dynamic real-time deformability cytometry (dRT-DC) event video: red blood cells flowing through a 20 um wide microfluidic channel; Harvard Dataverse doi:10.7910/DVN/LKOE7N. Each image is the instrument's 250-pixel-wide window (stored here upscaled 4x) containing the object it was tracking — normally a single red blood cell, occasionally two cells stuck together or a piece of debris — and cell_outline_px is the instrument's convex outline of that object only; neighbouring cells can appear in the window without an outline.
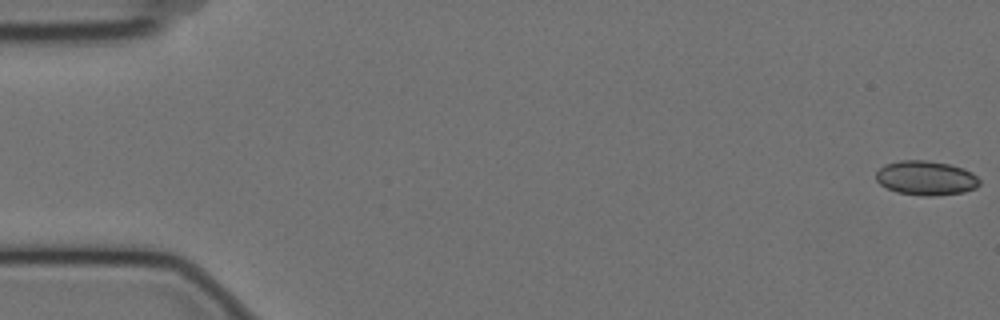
{"species": "Egyptian fruit bat (a non-hibernating species)", "species_latin": "Rousettus aegyptiacus", "temperature_condition": "cold", "stored_images_in_passage": 58, "camera_frame_rate_fps": 3000, "um_per_image_px": 0.085, "animal": {"sex": "female"}, "frame": {"image": 1, "passage_image": 1, "time_ms": 0.0, "image_size_px": [1000, 320], "cell_outline_px": [[980, 184], [976, 188], [964, 192], [932, 196], [924, 196], [896, 192], [880, 184], [876, 180], [876, 172], [884, 164], [900, 160], [924, 160], [948, 164], [964, 168], [972, 172], [980, 180]], "centroid_in_image_um": [78.71, 15.13], "position_along_channel_um": 6.3, "area_um2": 20.81}}
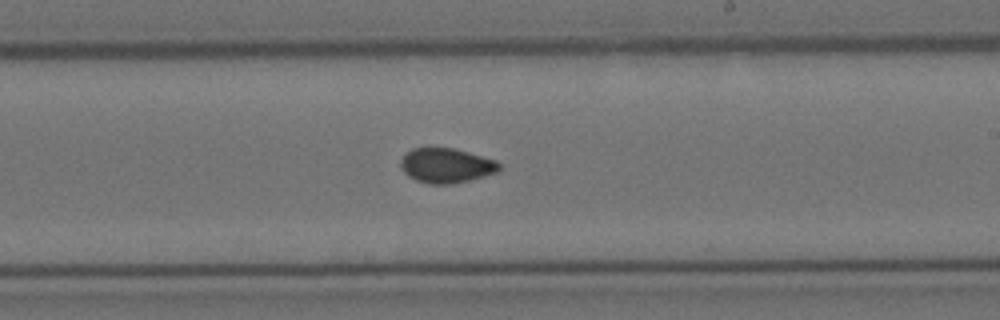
{"frame": {"image": 2, "passage_image": 34, "time_ms": 11.0, "image_size_px": [1000, 320], "cell_outline_px": [[500, 168], [496, 172], [468, 180], [448, 184], [428, 184], [416, 180], [408, 176], [400, 168], [400, 160], [404, 152], [412, 148], [456, 148], [496, 160], [500, 164]], "centroid_in_image_um": [37.88, 14.05], "position_along_channel_um": 251.1, "area_um2": 20.0}}
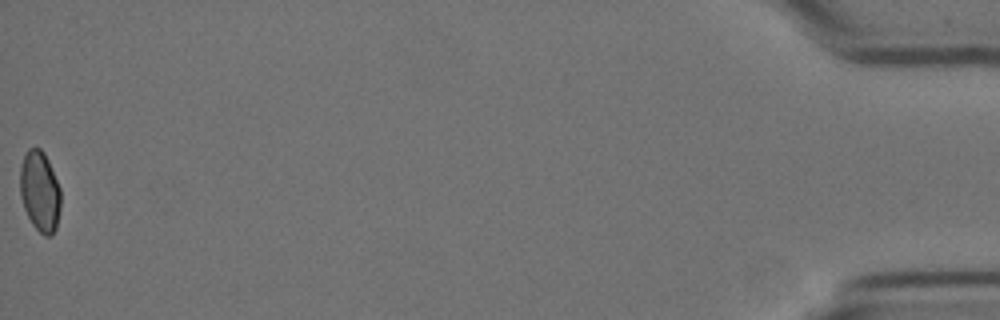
{"frame": {"image": 3, "passage_image": 58, "time_ms": 19.0, "image_size_px": [1000, 320], "cell_outline_px": [[60, 208], [56, 228], [52, 236], [44, 236], [32, 224], [24, 208], [20, 196], [20, 168], [24, 156], [28, 148], [40, 148], [44, 152], [48, 160], [60, 188]], "centroid_in_image_um": [3.38, 16.28], "position_along_channel_um": 431.8, "area_um2": 19.07}, "authors_computed_cell_mechanics": {"area_um2": 20.0855, "velocity_mm_per_s": 3.5226, "shape_relaxation_time_tau1_ms": null, "shape_relaxation_time_tau2_ms": 4.4368, "deformation_change_tau1": null, "deformation_change_tau2": 0.0575}}